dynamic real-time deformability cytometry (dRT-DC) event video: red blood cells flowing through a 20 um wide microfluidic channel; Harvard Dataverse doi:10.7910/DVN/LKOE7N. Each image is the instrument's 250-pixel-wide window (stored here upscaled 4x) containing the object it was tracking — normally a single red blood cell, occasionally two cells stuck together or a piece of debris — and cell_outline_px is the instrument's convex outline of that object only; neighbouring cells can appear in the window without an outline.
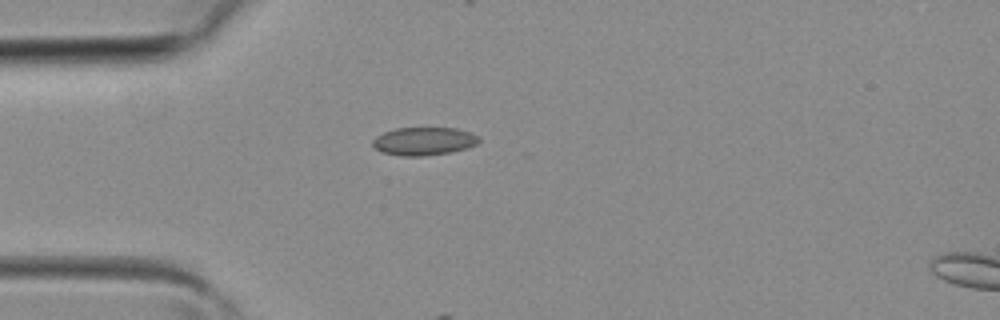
{"species": "common noctule bat (a hibernating species)", "species_latin": "Nyctalus noctula", "temperature_condition": "room temperature", "stored_images_in_passage": 2, "camera_frame_rate_fps": 3000, "um_per_image_px": 0.085, "animal": {"sex": "female", "body_mass_g": 19.3, "forearm_length_mm": 54.1}, "frame": {"image": 1, "passage_image": 1, "time_ms": 0.0, "image_size_px": [1000, 320], "cell_outline_px": [[480, 140], [476, 144], [452, 152], [420, 156], [400, 156], [380, 152], [372, 144], [372, 140], [376, 136], [384, 132], [396, 128], [456, 128], [472, 132], [480, 136]], "centroid_in_image_um": [36.02, 12.0], "position_along_channel_um": 49.0, "area_um2": 17.46}}